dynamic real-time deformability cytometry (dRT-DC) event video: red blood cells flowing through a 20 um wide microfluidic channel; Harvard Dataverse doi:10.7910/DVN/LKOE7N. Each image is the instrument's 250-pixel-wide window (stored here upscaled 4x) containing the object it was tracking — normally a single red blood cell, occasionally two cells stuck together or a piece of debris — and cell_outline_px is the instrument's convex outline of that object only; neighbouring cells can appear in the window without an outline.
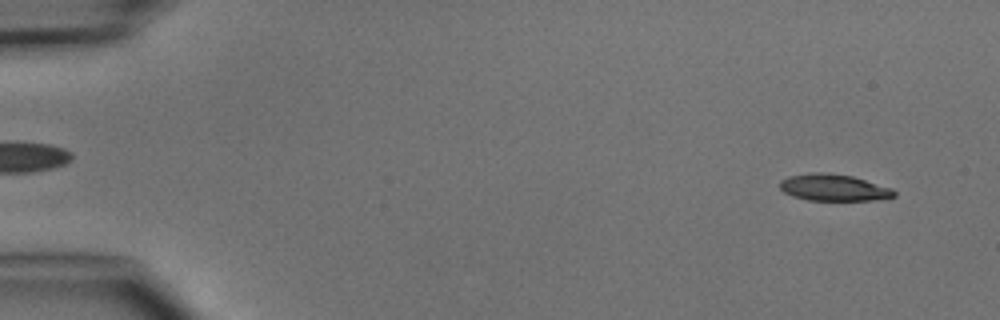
{"species": "common noctule bat (a hibernating species)", "species_latin": "Nyctalus noctula", "temperature_condition": "cold", "stored_images_in_passage": 4, "segment_of_instrument_passage": [2, 2], "camera_frame_rate_fps": 3000, "um_per_image_px": 0.085, "animal": {"sex": "male", "body_mass_g": 15.6}, "frame": {"image": 1, "passage_image": 4, "time_ms": 3.667, "image_size_px": [1000, 320], "cell_outline_px": [[896, 196], [872, 200], [808, 200], [792, 196], [784, 192], [780, 188], [780, 180], [788, 176], [812, 172], [828, 172], [852, 176], [892, 188], [896, 192]], "centroid_in_image_um": [70.84, 15.93], "position_along_channel_um": 14.2, "area_um2": 17.8}}